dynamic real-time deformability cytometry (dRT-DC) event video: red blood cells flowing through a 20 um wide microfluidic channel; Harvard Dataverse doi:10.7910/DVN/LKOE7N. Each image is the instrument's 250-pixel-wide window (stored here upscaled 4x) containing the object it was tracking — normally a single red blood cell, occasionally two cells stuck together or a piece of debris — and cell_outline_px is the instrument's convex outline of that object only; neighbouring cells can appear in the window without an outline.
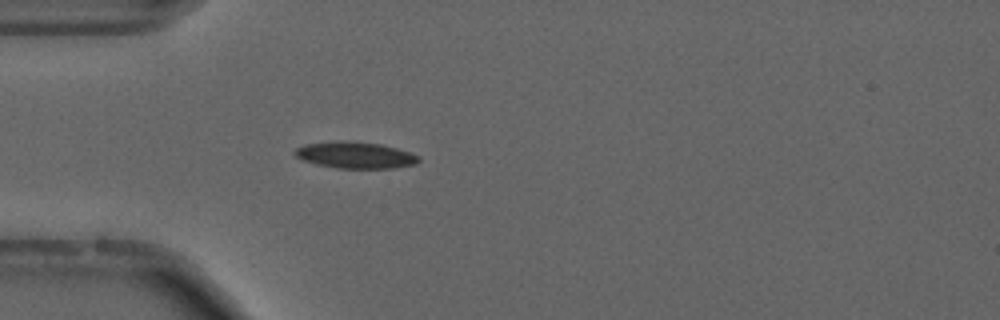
{"species": "common noctule bat (a hibernating species)", "species_latin": "Nyctalus noctula", "temperature_condition": "cold", "stored_images_in_passage": 46, "camera_frame_rate_fps": 3000, "um_per_image_px": 0.085, "animal": {"sex": "male", "forearm_length_mm": 52.5}, "frame": {"image": 1, "passage_image": 7, "time_ms": 2.0, "image_size_px": [1000, 320], "cell_outline_px": [[420, 160], [416, 164], [392, 168], [336, 168], [316, 164], [300, 160], [292, 152], [296, 148], [308, 144], [336, 140], [344, 140], [380, 144], [396, 148], [420, 156]], "centroid_in_image_um": [30.17, 13.18], "position_along_channel_um": 54.8, "area_um2": 19.19}, "authors_computed_cell_mechanics": {"area_um2": 17.7157, "velocity_mm_per_s": 3.7104, "shape_relaxation_time_tau1_ms": null, "shape_relaxation_time_tau2_ms": 5.6699, "deformation_change_tau1": null, "deformation_change_tau2": 0.1158}}